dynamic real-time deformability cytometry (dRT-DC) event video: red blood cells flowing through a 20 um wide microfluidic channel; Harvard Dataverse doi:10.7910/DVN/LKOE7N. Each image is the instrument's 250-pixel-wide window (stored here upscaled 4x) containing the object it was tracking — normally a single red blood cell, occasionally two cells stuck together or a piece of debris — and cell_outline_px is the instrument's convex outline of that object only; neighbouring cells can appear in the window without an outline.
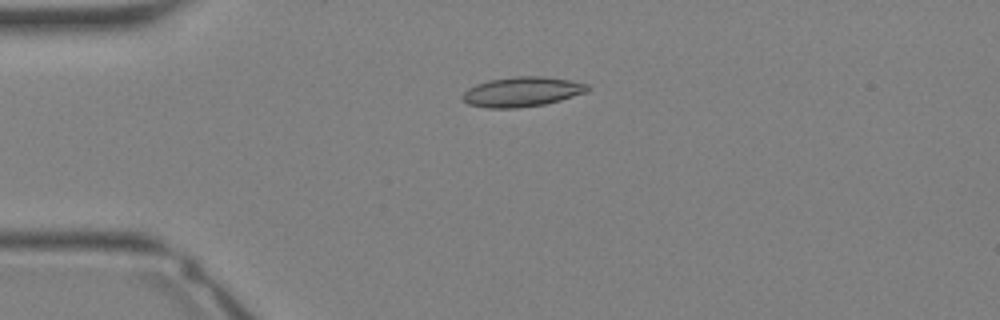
{"species": "Egyptian fruit bat (a non-hibernating species)", "species_latin": "Rousettus aegyptiacus", "temperature_condition": "warm", "stored_images_in_passage": 32, "camera_frame_rate_fps": 3000, "um_per_image_px": 0.085, "animal": {"sex": "female"}, "frame": {"image": 1, "passage_image": 6, "time_ms": 1.667, "image_size_px": [1000, 320], "cell_outline_px": [[592, 88], [588, 92], [560, 100], [544, 104], [516, 108], [488, 108], [468, 104], [460, 96], [468, 88], [476, 84], [488, 80], [516, 76], [544, 76], [572, 80], [588, 84]], "centroid_in_image_um": [44.4, 7.79], "position_along_channel_um": 40.6, "area_um2": 21.91}}
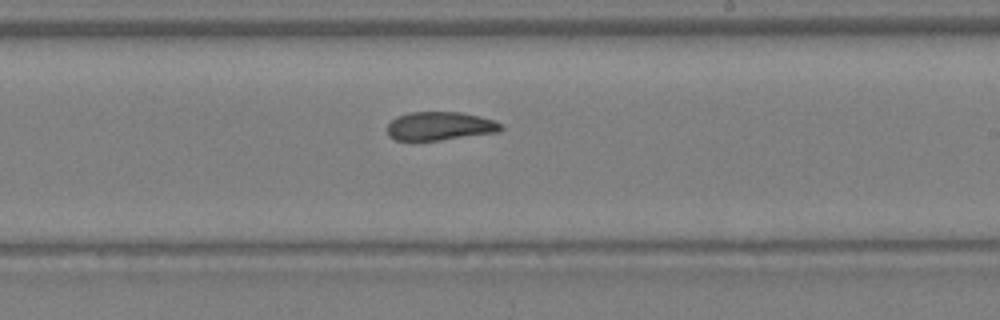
{"frame": {"image": 2, "passage_image": 18, "time_ms": 5.667, "image_size_px": [1000, 320], "cell_outline_px": [[504, 128], [500, 132], [440, 140], [396, 140], [388, 136], [388, 124], [396, 116], [408, 112], [460, 112], [480, 116], [504, 124]], "centroid_in_image_um": [37.42, 10.71], "position_along_channel_um": 251.6, "area_um2": 19.02}}
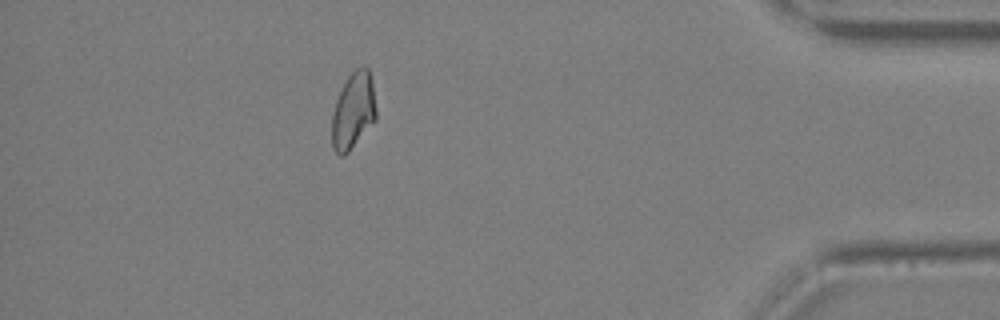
{"frame": {"image": 3, "passage_image": 28, "time_ms": 9.0, "image_size_px": [1000, 320], "cell_outline_px": [[376, 120], [348, 152], [344, 156], [340, 156], [332, 148], [332, 112], [336, 100], [348, 76], [356, 68], [368, 68], [372, 80], [376, 108]], "centroid_in_image_um": [30.02, 9.44], "position_along_channel_um": 405.2, "area_um2": 19.65}}